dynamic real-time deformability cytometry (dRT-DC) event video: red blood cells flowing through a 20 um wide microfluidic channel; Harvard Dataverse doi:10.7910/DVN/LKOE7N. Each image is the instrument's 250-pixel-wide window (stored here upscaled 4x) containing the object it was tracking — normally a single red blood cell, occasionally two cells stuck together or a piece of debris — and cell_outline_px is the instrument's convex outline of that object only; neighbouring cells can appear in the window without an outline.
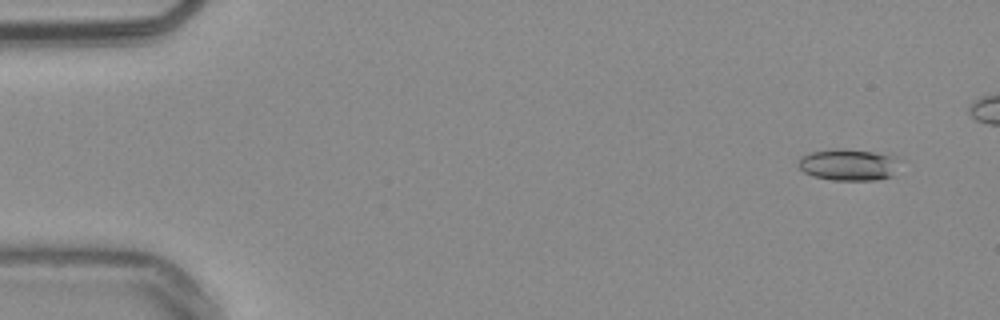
{"species": "common noctule bat (a hibernating species)", "species_latin": "Nyctalus noctula", "temperature_condition": "warm", "stored_images_in_passage": 49, "camera_frame_rate_fps": 3000, "um_per_image_px": 0.085, "animal": {"sex": "male", "body_mass_g": 20.4}, "frame": {"image": 1, "passage_image": 4, "time_ms": 1.0, "image_size_px": [1000, 320], "cell_outline_px": [[896, 156], [892, 176], [876, 180], [832, 180], [812, 176], [804, 172], [796, 164], [800, 156], [808, 152], [836, 148], [840, 148], [872, 152]], "centroid_in_image_um": [72.0, 13.99], "position_along_channel_um": 13.0, "area_um2": 18.55}}
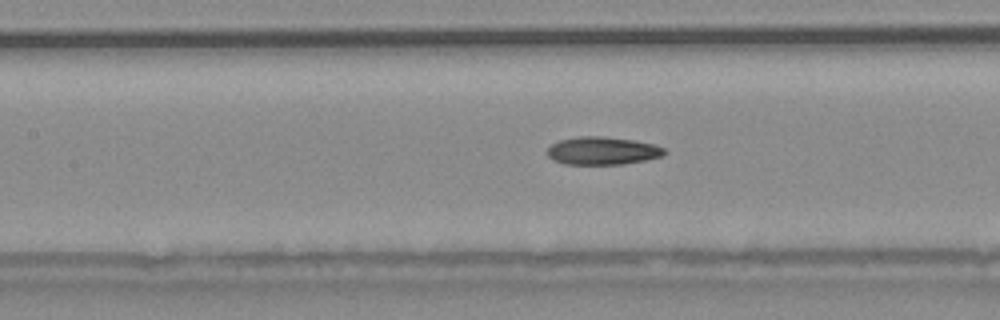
{"frame": {"image": 2, "passage_image": 25, "time_ms": 8.0, "image_size_px": [1000, 320], "cell_outline_px": [[668, 152], [664, 156], [624, 164], [564, 164], [548, 156], [548, 148], [552, 144], [560, 140], [576, 136], [600, 136], [632, 140], [652, 144], [664, 148]], "centroid_in_image_um": [51.23, 12.81], "position_along_channel_um": 156.2, "area_um2": 18.9}}
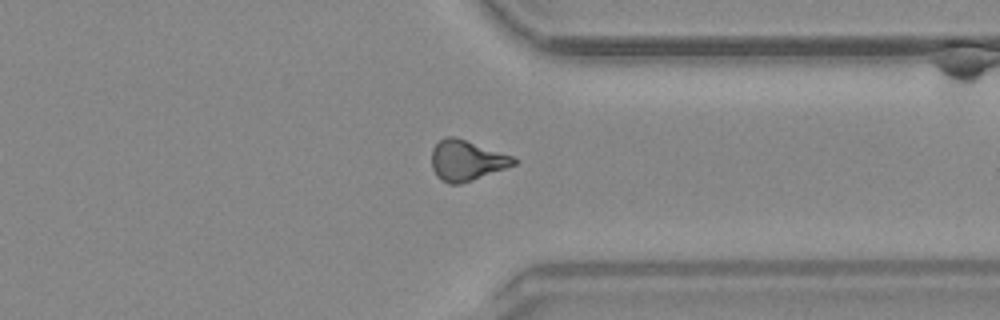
{"frame": {"image": 3, "passage_image": 42, "time_ms": 13.667, "image_size_px": [1000, 320], "cell_outline_px": [[520, 160], [516, 164], [472, 180], [460, 184], [448, 184], [440, 180], [436, 176], [432, 168], [432, 148], [444, 136], [452, 136], [512, 156]], "centroid_in_image_um": [39.63, 13.65], "position_along_channel_um": 371.8, "area_um2": 19.13}, "authors_computed_cell_mechanics": {"area_um2": 18.8428, "velocity_mm_per_s": 3.8241, "shape_relaxation_time_tau1_ms": 6.4974, "shape_relaxation_time_tau2_ms": 3.2343, "deformation_change_tau1": 0.1755, "deformation_change_tau2": 0.1138}}